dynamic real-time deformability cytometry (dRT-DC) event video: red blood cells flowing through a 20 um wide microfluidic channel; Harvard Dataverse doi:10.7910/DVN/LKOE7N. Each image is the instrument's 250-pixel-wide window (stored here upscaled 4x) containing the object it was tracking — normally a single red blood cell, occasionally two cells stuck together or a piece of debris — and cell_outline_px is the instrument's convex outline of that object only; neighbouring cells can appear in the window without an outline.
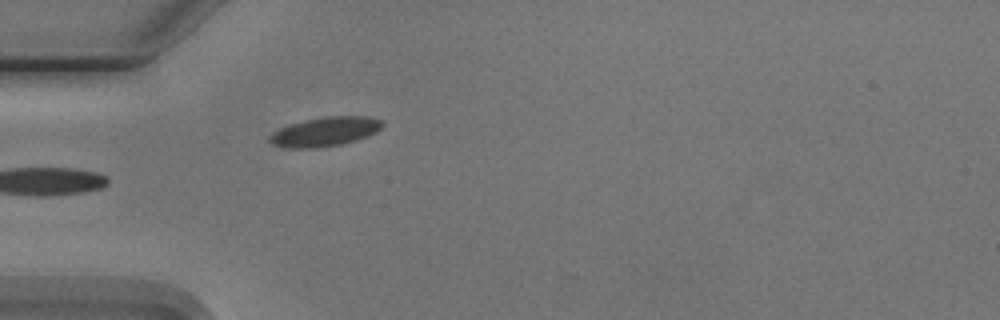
{"species": "Egyptian fruit bat (a non-hibernating species)", "species_latin": "Rousettus aegyptiacus", "temperature_condition": "cold", "stored_images_in_passage": 6, "camera_frame_rate_fps": 3000, "um_per_image_px": 0.085, "animal": {"sex": "male"}, "frame": {"image": 1, "passage_image": 6, "time_ms": 5.667, "image_size_px": [1000, 320], "cell_outline_px": [[384, 124], [376, 132], [368, 136], [356, 140], [340, 144], [316, 148], [288, 148], [272, 144], [268, 140], [268, 136], [272, 132], [288, 124], [304, 120], [324, 116], [368, 116], [380, 120]], "centroid_in_image_um": [27.59, 11.18], "position_along_channel_um": 57.4, "area_um2": 19.31}}